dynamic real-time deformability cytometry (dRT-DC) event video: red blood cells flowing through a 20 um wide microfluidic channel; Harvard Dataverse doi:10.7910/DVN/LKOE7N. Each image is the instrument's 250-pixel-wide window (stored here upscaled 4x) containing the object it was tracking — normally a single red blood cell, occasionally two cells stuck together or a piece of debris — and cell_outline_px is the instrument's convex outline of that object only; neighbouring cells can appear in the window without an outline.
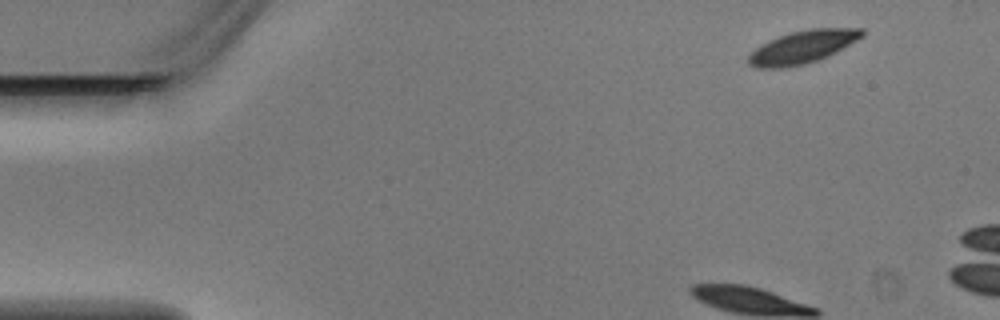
{"species": "Egyptian fruit bat (a non-hibernating species)", "species_latin": "Rousettus aegyptiacus", "temperature_condition": "warm", "stored_images_in_passage": 4, "camera_frame_rate_fps": 3000, "um_per_image_px": 0.085, "animal": {"sex": "male"}, "frame": {"image": 1, "passage_image": 1, "time_ms": 0.0, "image_size_px": [1000, 320], "cell_outline_px": [[864, 36], [836, 52], [828, 56], [804, 64], [780, 68], [756, 68], [748, 64], [748, 56], [760, 44], [768, 40], [792, 32], [812, 28], [864, 28]], "centroid_in_image_um": [68.22, 3.99], "position_along_channel_um": 16.8, "area_um2": 21.62}}